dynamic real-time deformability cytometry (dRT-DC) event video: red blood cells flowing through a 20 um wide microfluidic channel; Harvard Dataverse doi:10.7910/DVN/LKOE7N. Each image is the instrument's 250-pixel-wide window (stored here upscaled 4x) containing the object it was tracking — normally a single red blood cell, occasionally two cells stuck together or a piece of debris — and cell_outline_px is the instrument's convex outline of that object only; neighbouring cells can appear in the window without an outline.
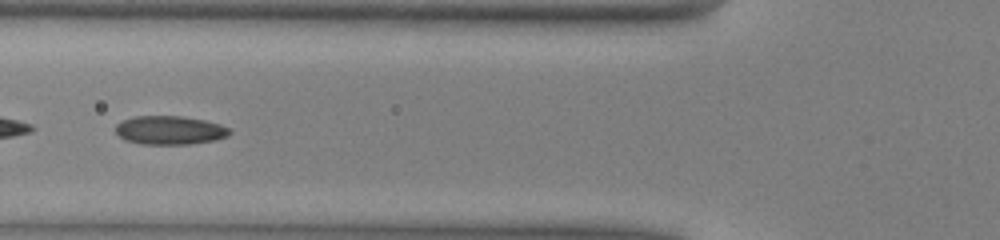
{"species": "common noctule bat (a hibernating species)", "species_latin": "Nyctalus noctula", "temperature_condition": "warm", "stored_images_in_passage": 50, "camera_frame_rate_fps": 3000, "um_per_image_px": 0.085, "animal": {"sex": "male", "body_mass_g": 13.0, "forearm_length_mm": 53.1}, "frame": {"image": 1, "passage_image": 18, "time_ms": 5.667, "image_size_px": [1000, 240], "cell_outline_px": [[232, 132], [228, 136], [216, 140], [192, 144], [140, 144], [124, 140], [116, 132], [116, 124], [124, 120], [136, 116], [180, 116], [204, 120], [220, 124], [228, 128]], "centroid_in_image_um": [14.45, 11.08], "position_along_channel_um": 111.4, "area_um2": 19.07}}
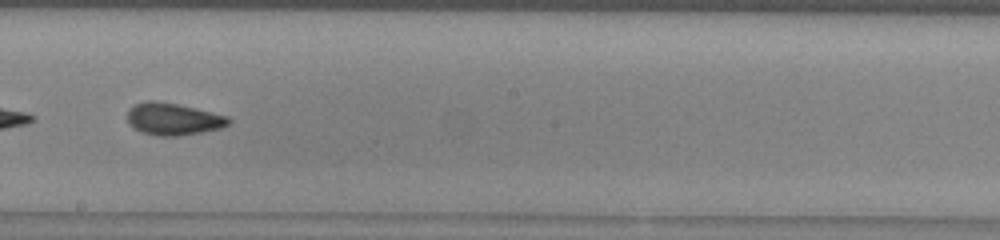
{"frame": {"image": 2, "passage_image": 27, "time_ms": 8.667, "image_size_px": [1000, 240], "cell_outline_px": [[232, 124], [220, 128], [180, 136], [156, 136], [140, 132], [128, 124], [128, 108], [136, 104], [148, 100], [156, 100], [196, 108], [228, 116], [232, 120]], "centroid_in_image_um": [14.72, 10.12], "position_along_channel_um": 233.5, "area_um2": 19.13}}
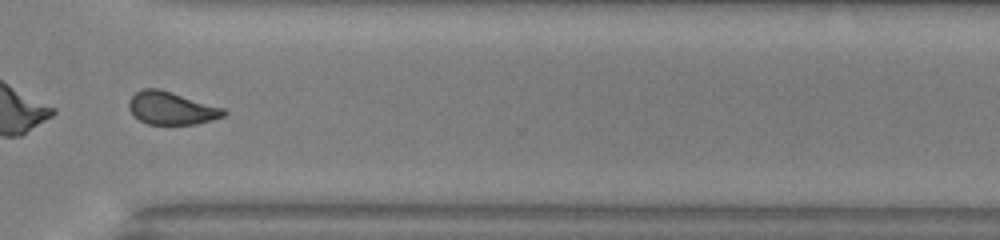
{"frame": {"image": 3, "passage_image": 36, "time_ms": 11.667, "image_size_px": [1000, 240], "cell_outline_px": [[228, 112], [224, 116], [212, 120], [196, 124], [148, 124], [140, 120], [128, 108], [128, 100], [136, 92], [144, 88], [160, 88], [224, 108]], "centroid_in_image_um": [14.58, 9.18], "position_along_channel_um": 356.0, "area_um2": 18.15}, "authors_computed_cell_mechanics": {"area_um2": 18.9584, "velocity_mm_per_s": 4.077, "shape_relaxation_time_tau1_ms": 5.8972, "shape_relaxation_time_tau2_ms": 2.1733, "deformation_change_tau1": 0.1408, "deformation_change_tau2": 0.0814}}